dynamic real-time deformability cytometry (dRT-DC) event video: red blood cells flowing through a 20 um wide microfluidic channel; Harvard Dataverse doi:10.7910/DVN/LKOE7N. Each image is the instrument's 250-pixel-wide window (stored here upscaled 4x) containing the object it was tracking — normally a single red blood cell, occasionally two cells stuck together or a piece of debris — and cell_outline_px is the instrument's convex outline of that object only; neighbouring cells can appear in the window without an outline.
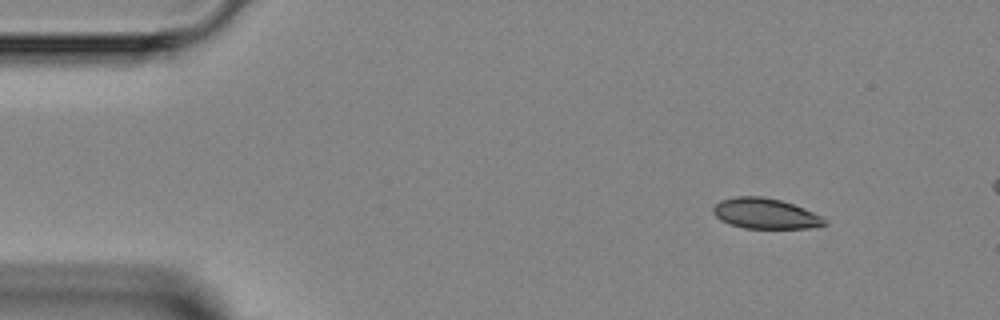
{"species": "Egyptian fruit bat (a non-hibernating species)", "species_latin": "Rousettus aegyptiacus", "temperature_condition": "room temperature", "stored_images_in_passage": 4, "camera_frame_rate_fps": 3000, "um_per_image_px": 0.085, "animal": {"sex": "female"}, "frame": {"image": 1, "passage_image": 1, "time_ms": 0.0, "image_size_px": [1000, 320], "cell_outline_px": [[828, 224], [808, 228], [744, 228], [720, 220], [712, 212], [712, 208], [720, 200], [736, 196], [764, 196], [780, 200], [804, 208], [824, 216], [828, 220]], "centroid_in_image_um": [65.08, 18.15], "position_along_channel_um": 19.9, "area_um2": 19.88}}